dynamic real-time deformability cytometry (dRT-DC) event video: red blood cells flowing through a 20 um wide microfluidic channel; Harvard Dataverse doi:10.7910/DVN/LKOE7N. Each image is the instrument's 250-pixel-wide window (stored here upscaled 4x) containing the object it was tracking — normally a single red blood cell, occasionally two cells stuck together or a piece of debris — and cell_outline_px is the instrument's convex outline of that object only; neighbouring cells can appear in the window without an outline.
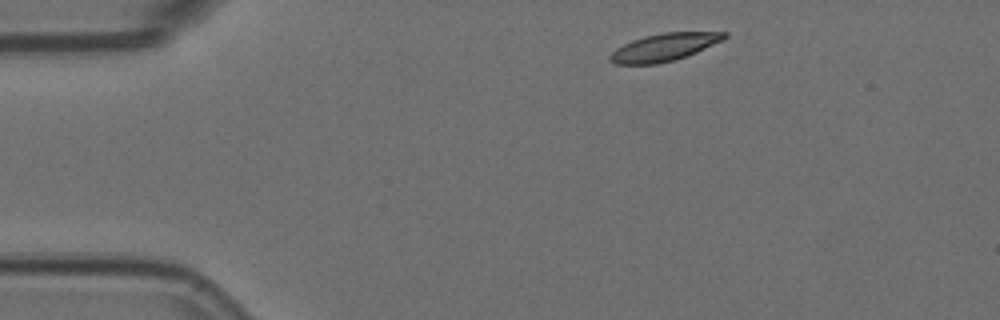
{"species": "Egyptian fruit bat (a non-hibernating species)", "species_latin": "Rousettus aegyptiacus", "temperature_condition": "room temperature", "stored_images_in_passage": 3, "camera_frame_rate_fps": 3000, "um_per_image_px": 0.085, "animal": {"sex": "female"}, "frame": {"image": 1, "passage_image": 1, "time_ms": 0.0, "image_size_px": [1000, 320], "cell_outline_px": [[728, 36], [724, 40], [696, 52], [672, 60], [656, 64], [616, 64], [608, 60], [608, 56], [616, 48], [632, 40], [644, 36], [660, 32], [728, 32]], "centroid_in_image_um": [56.44, 4.0], "position_along_channel_um": 28.6, "area_um2": 18.32}}